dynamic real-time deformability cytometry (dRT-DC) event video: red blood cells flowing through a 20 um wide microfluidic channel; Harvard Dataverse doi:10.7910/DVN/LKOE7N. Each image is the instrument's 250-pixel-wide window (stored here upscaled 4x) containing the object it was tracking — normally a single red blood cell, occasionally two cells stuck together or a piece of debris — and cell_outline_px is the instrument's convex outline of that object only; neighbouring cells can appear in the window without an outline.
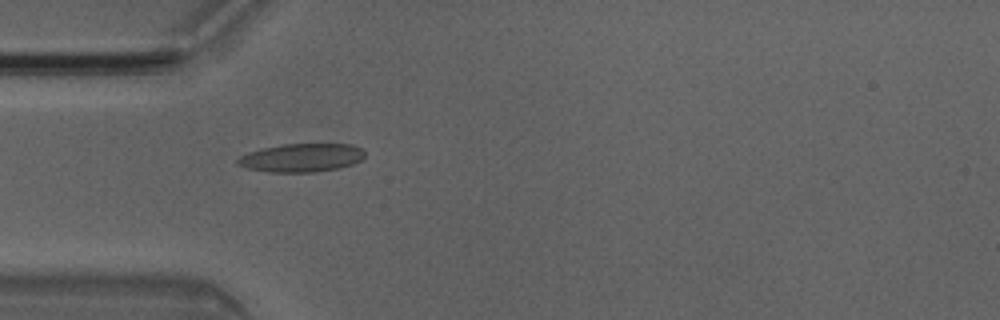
{"species": "Egyptian fruit bat (a non-hibernating species)", "species_latin": "Rousettus aegyptiacus", "temperature_condition": "room temperature", "stored_images_in_passage": 4, "camera_frame_rate_fps": 3000, "um_per_image_px": 0.085, "animal": {"sex": "male"}, "frame": {"image": 1, "passage_image": 4, "time_ms": 1.0, "image_size_px": [1000, 320], "cell_outline_px": [[364, 156], [360, 160], [352, 164], [340, 168], [312, 172], [268, 172], [248, 168], [236, 164], [236, 160], [240, 156], [248, 152], [264, 148], [284, 144], [352, 144], [364, 148]], "centroid_in_image_um": [25.65, 13.4], "position_along_channel_um": 59.4, "area_um2": 21.04}}